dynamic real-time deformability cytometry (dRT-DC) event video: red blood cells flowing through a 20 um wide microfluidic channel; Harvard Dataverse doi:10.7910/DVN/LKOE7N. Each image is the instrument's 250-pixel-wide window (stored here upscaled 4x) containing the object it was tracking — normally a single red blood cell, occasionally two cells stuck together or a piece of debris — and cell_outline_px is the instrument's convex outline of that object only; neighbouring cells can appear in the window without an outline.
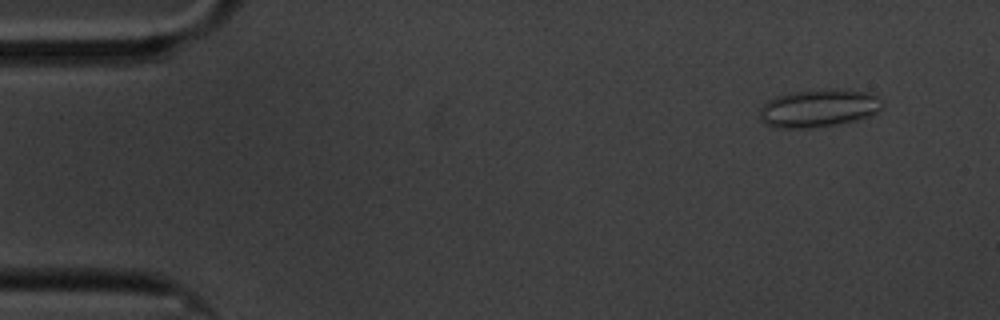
{"species": "common noctule bat (a hibernating species)", "species_latin": "Nyctalus noctula", "temperature_condition": "cold", "stored_images_in_passage": 57, "camera_frame_rate_fps": 3000, "um_per_image_px": 0.085, "animal": {"sex": "male", "body_mass_g": 20.1, "forearm_length_mm": 53.5}, "frame": {"image": 1, "passage_image": 3, "time_ms": 0.667, "image_size_px": [1000, 320], "cell_outline_px": [[884, 108], [868, 116], [856, 120], [840, 124], [816, 128], [776, 128], [764, 124], [760, 116], [760, 108], [768, 100], [776, 96], [792, 92], [832, 88], [872, 92], [884, 100]], "centroid_in_image_um": [69.64, 9.19], "position_along_channel_um": 15.4, "area_um2": 27.63}}
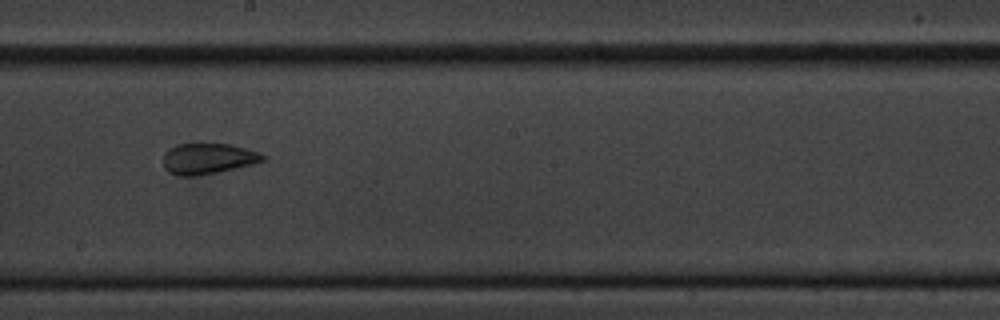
{"frame": {"image": 2, "passage_image": 31, "time_ms": 10.0, "image_size_px": [1000, 320], "cell_outline_px": [[268, 160], [236, 168], [216, 172], [192, 176], [180, 176], [168, 172], [164, 168], [164, 152], [168, 148], [176, 144], [232, 144], [260, 152], [268, 156]], "centroid_in_image_um": [17.71, 13.47], "position_along_channel_um": 230.5, "area_um2": 18.03}}
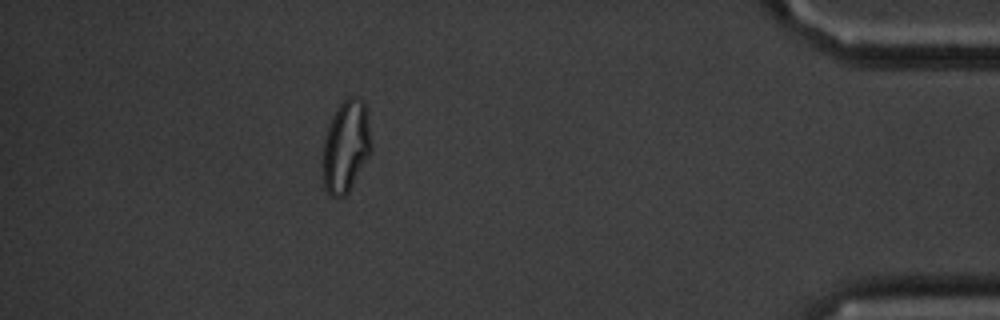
{"frame": {"image": 3, "passage_image": 51, "time_ms": 16.667, "image_size_px": [1000, 320], "cell_outline_px": [[372, 152], [348, 192], [344, 196], [328, 196], [324, 188], [324, 136], [340, 104], [348, 96], [360, 96], [364, 100], [368, 112], [372, 144]], "centroid_in_image_um": [29.46, 12.42], "position_along_channel_um": 405.7, "area_um2": 26.07}, "authors_computed_cell_mechanics": {"area_um2": 20.0566, "velocity_mm_per_s": 3.3623, "shape_relaxation_time_tau1_ms": 8.2423, "shape_relaxation_time_tau2_ms": 1.4583, "deformation_change_tau1": 0.1264, "deformation_change_tau2": 0.0804}}